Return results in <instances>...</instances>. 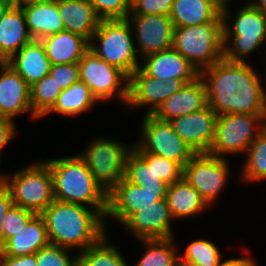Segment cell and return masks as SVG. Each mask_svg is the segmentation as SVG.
I'll use <instances>...</instances> for the list:
<instances>
[{"instance_id": "1", "label": "cell", "mask_w": 266, "mask_h": 266, "mask_svg": "<svg viewBox=\"0 0 266 266\" xmlns=\"http://www.w3.org/2000/svg\"><path fill=\"white\" fill-rule=\"evenodd\" d=\"M207 89L208 106L219 115L266 114L262 76L249 62L222 58L200 72Z\"/></svg>"}, {"instance_id": "2", "label": "cell", "mask_w": 266, "mask_h": 266, "mask_svg": "<svg viewBox=\"0 0 266 266\" xmlns=\"http://www.w3.org/2000/svg\"><path fill=\"white\" fill-rule=\"evenodd\" d=\"M50 244L81 253L107 232L105 218L93 208L54 200L41 214Z\"/></svg>"}, {"instance_id": "3", "label": "cell", "mask_w": 266, "mask_h": 266, "mask_svg": "<svg viewBox=\"0 0 266 266\" xmlns=\"http://www.w3.org/2000/svg\"><path fill=\"white\" fill-rule=\"evenodd\" d=\"M45 162L52 175L56 201L96 209L105 218L107 193L94 180L79 154L47 159Z\"/></svg>"}, {"instance_id": "4", "label": "cell", "mask_w": 266, "mask_h": 266, "mask_svg": "<svg viewBox=\"0 0 266 266\" xmlns=\"http://www.w3.org/2000/svg\"><path fill=\"white\" fill-rule=\"evenodd\" d=\"M228 3L229 1L222 3L221 8L224 23L223 58L233 62H246L251 53L266 43V15L248 2L232 17ZM230 19L233 20L229 22Z\"/></svg>"}, {"instance_id": "5", "label": "cell", "mask_w": 266, "mask_h": 266, "mask_svg": "<svg viewBox=\"0 0 266 266\" xmlns=\"http://www.w3.org/2000/svg\"><path fill=\"white\" fill-rule=\"evenodd\" d=\"M223 24L220 13L208 23L175 27L172 47L200 73L223 58Z\"/></svg>"}, {"instance_id": "6", "label": "cell", "mask_w": 266, "mask_h": 266, "mask_svg": "<svg viewBox=\"0 0 266 266\" xmlns=\"http://www.w3.org/2000/svg\"><path fill=\"white\" fill-rule=\"evenodd\" d=\"M133 39V31L127 18L104 19L100 20L91 38L89 49L129 78L141 63Z\"/></svg>"}, {"instance_id": "7", "label": "cell", "mask_w": 266, "mask_h": 266, "mask_svg": "<svg viewBox=\"0 0 266 266\" xmlns=\"http://www.w3.org/2000/svg\"><path fill=\"white\" fill-rule=\"evenodd\" d=\"M5 187L11 192L14 205L36 214L55 200L53 179L45 160L32 162L12 176L5 175Z\"/></svg>"}, {"instance_id": "8", "label": "cell", "mask_w": 266, "mask_h": 266, "mask_svg": "<svg viewBox=\"0 0 266 266\" xmlns=\"http://www.w3.org/2000/svg\"><path fill=\"white\" fill-rule=\"evenodd\" d=\"M78 153L94 180L108 194L124 178L126 159L133 144L126 145L110 138L97 137Z\"/></svg>"}, {"instance_id": "9", "label": "cell", "mask_w": 266, "mask_h": 266, "mask_svg": "<svg viewBox=\"0 0 266 266\" xmlns=\"http://www.w3.org/2000/svg\"><path fill=\"white\" fill-rule=\"evenodd\" d=\"M265 126L266 114L219 115L208 154L221 158L227 154H245Z\"/></svg>"}, {"instance_id": "10", "label": "cell", "mask_w": 266, "mask_h": 266, "mask_svg": "<svg viewBox=\"0 0 266 266\" xmlns=\"http://www.w3.org/2000/svg\"><path fill=\"white\" fill-rule=\"evenodd\" d=\"M141 138L134 143L136 153H151L177 162L182 168L196 153L176 133L169 121L145 114L141 123Z\"/></svg>"}, {"instance_id": "11", "label": "cell", "mask_w": 266, "mask_h": 266, "mask_svg": "<svg viewBox=\"0 0 266 266\" xmlns=\"http://www.w3.org/2000/svg\"><path fill=\"white\" fill-rule=\"evenodd\" d=\"M78 65L80 81L91 89L99 103L117 98L127 105L129 78L121 70L101 60L90 49Z\"/></svg>"}, {"instance_id": "12", "label": "cell", "mask_w": 266, "mask_h": 266, "mask_svg": "<svg viewBox=\"0 0 266 266\" xmlns=\"http://www.w3.org/2000/svg\"><path fill=\"white\" fill-rule=\"evenodd\" d=\"M229 166L226 158L197 153L183 167V178L210 206L226 187L231 172Z\"/></svg>"}, {"instance_id": "13", "label": "cell", "mask_w": 266, "mask_h": 266, "mask_svg": "<svg viewBox=\"0 0 266 266\" xmlns=\"http://www.w3.org/2000/svg\"><path fill=\"white\" fill-rule=\"evenodd\" d=\"M140 59L172 48L174 24L167 15H128Z\"/></svg>"}, {"instance_id": "14", "label": "cell", "mask_w": 266, "mask_h": 266, "mask_svg": "<svg viewBox=\"0 0 266 266\" xmlns=\"http://www.w3.org/2000/svg\"><path fill=\"white\" fill-rule=\"evenodd\" d=\"M167 190L146 189L122 178L107 194L105 222L108 221V217H112L118 220L120 224H123L132 214L166 198Z\"/></svg>"}, {"instance_id": "15", "label": "cell", "mask_w": 266, "mask_h": 266, "mask_svg": "<svg viewBox=\"0 0 266 266\" xmlns=\"http://www.w3.org/2000/svg\"><path fill=\"white\" fill-rule=\"evenodd\" d=\"M186 83L183 80L169 78L165 81L147 75L140 67L129 77L128 102L126 107L146 108L145 114H153L161 104Z\"/></svg>"}, {"instance_id": "16", "label": "cell", "mask_w": 266, "mask_h": 266, "mask_svg": "<svg viewBox=\"0 0 266 266\" xmlns=\"http://www.w3.org/2000/svg\"><path fill=\"white\" fill-rule=\"evenodd\" d=\"M218 115L209 106L169 121L175 133L197 153H208L215 135Z\"/></svg>"}, {"instance_id": "17", "label": "cell", "mask_w": 266, "mask_h": 266, "mask_svg": "<svg viewBox=\"0 0 266 266\" xmlns=\"http://www.w3.org/2000/svg\"><path fill=\"white\" fill-rule=\"evenodd\" d=\"M174 221L165 198L132 214L123 224L126 231L139 239L173 238Z\"/></svg>"}, {"instance_id": "18", "label": "cell", "mask_w": 266, "mask_h": 266, "mask_svg": "<svg viewBox=\"0 0 266 266\" xmlns=\"http://www.w3.org/2000/svg\"><path fill=\"white\" fill-rule=\"evenodd\" d=\"M31 113L30 86L8 64L0 71V117L15 121L21 113Z\"/></svg>"}, {"instance_id": "19", "label": "cell", "mask_w": 266, "mask_h": 266, "mask_svg": "<svg viewBox=\"0 0 266 266\" xmlns=\"http://www.w3.org/2000/svg\"><path fill=\"white\" fill-rule=\"evenodd\" d=\"M140 68L149 76L163 81L173 78L186 84L200 76L197 69L173 47L141 59Z\"/></svg>"}, {"instance_id": "20", "label": "cell", "mask_w": 266, "mask_h": 266, "mask_svg": "<svg viewBox=\"0 0 266 266\" xmlns=\"http://www.w3.org/2000/svg\"><path fill=\"white\" fill-rule=\"evenodd\" d=\"M207 106L206 85L199 76L165 100L152 115L158 120L171 121L173 118L202 110Z\"/></svg>"}, {"instance_id": "21", "label": "cell", "mask_w": 266, "mask_h": 266, "mask_svg": "<svg viewBox=\"0 0 266 266\" xmlns=\"http://www.w3.org/2000/svg\"><path fill=\"white\" fill-rule=\"evenodd\" d=\"M29 85L50 73L51 62L40 40H32L24 45L7 63Z\"/></svg>"}, {"instance_id": "22", "label": "cell", "mask_w": 266, "mask_h": 266, "mask_svg": "<svg viewBox=\"0 0 266 266\" xmlns=\"http://www.w3.org/2000/svg\"><path fill=\"white\" fill-rule=\"evenodd\" d=\"M51 65L79 63L89 50L90 41L85 37L63 30L40 40Z\"/></svg>"}, {"instance_id": "23", "label": "cell", "mask_w": 266, "mask_h": 266, "mask_svg": "<svg viewBox=\"0 0 266 266\" xmlns=\"http://www.w3.org/2000/svg\"><path fill=\"white\" fill-rule=\"evenodd\" d=\"M56 3L64 30L79 34L90 41L101 20L90 0H56Z\"/></svg>"}, {"instance_id": "24", "label": "cell", "mask_w": 266, "mask_h": 266, "mask_svg": "<svg viewBox=\"0 0 266 266\" xmlns=\"http://www.w3.org/2000/svg\"><path fill=\"white\" fill-rule=\"evenodd\" d=\"M49 244L45 221L40 214H36L0 251L6 256H25L35 254Z\"/></svg>"}, {"instance_id": "25", "label": "cell", "mask_w": 266, "mask_h": 266, "mask_svg": "<svg viewBox=\"0 0 266 266\" xmlns=\"http://www.w3.org/2000/svg\"><path fill=\"white\" fill-rule=\"evenodd\" d=\"M32 40L22 8L12 5L0 21V53L9 60Z\"/></svg>"}, {"instance_id": "26", "label": "cell", "mask_w": 266, "mask_h": 266, "mask_svg": "<svg viewBox=\"0 0 266 266\" xmlns=\"http://www.w3.org/2000/svg\"><path fill=\"white\" fill-rule=\"evenodd\" d=\"M21 8L25 15L28 32L33 40H41L64 30L56 0L21 6Z\"/></svg>"}, {"instance_id": "27", "label": "cell", "mask_w": 266, "mask_h": 266, "mask_svg": "<svg viewBox=\"0 0 266 266\" xmlns=\"http://www.w3.org/2000/svg\"><path fill=\"white\" fill-rule=\"evenodd\" d=\"M220 0H174L170 19L174 27H189L213 21L220 13Z\"/></svg>"}, {"instance_id": "28", "label": "cell", "mask_w": 266, "mask_h": 266, "mask_svg": "<svg viewBox=\"0 0 266 266\" xmlns=\"http://www.w3.org/2000/svg\"><path fill=\"white\" fill-rule=\"evenodd\" d=\"M165 199L174 220L187 219L210 207L183 177L169 185Z\"/></svg>"}, {"instance_id": "29", "label": "cell", "mask_w": 266, "mask_h": 266, "mask_svg": "<svg viewBox=\"0 0 266 266\" xmlns=\"http://www.w3.org/2000/svg\"><path fill=\"white\" fill-rule=\"evenodd\" d=\"M97 102L99 101L93 95L91 89L79 80L62 90L55 105L45 116L56 113L57 115L73 117L91 110Z\"/></svg>"}, {"instance_id": "30", "label": "cell", "mask_w": 266, "mask_h": 266, "mask_svg": "<svg viewBox=\"0 0 266 266\" xmlns=\"http://www.w3.org/2000/svg\"><path fill=\"white\" fill-rule=\"evenodd\" d=\"M78 254V266H129L106 233L96 244Z\"/></svg>"}, {"instance_id": "31", "label": "cell", "mask_w": 266, "mask_h": 266, "mask_svg": "<svg viewBox=\"0 0 266 266\" xmlns=\"http://www.w3.org/2000/svg\"><path fill=\"white\" fill-rule=\"evenodd\" d=\"M174 239H139L145 252L135 266H173L180 254Z\"/></svg>"}, {"instance_id": "32", "label": "cell", "mask_w": 266, "mask_h": 266, "mask_svg": "<svg viewBox=\"0 0 266 266\" xmlns=\"http://www.w3.org/2000/svg\"><path fill=\"white\" fill-rule=\"evenodd\" d=\"M124 178L146 189H168L169 185L154 172V163H146L134 150L126 159Z\"/></svg>"}, {"instance_id": "33", "label": "cell", "mask_w": 266, "mask_h": 266, "mask_svg": "<svg viewBox=\"0 0 266 266\" xmlns=\"http://www.w3.org/2000/svg\"><path fill=\"white\" fill-rule=\"evenodd\" d=\"M241 171V180L254 182L266 180V126L252 142Z\"/></svg>"}, {"instance_id": "34", "label": "cell", "mask_w": 266, "mask_h": 266, "mask_svg": "<svg viewBox=\"0 0 266 266\" xmlns=\"http://www.w3.org/2000/svg\"><path fill=\"white\" fill-rule=\"evenodd\" d=\"M62 90L50 73L30 86L33 114L37 118L44 117L53 108Z\"/></svg>"}, {"instance_id": "35", "label": "cell", "mask_w": 266, "mask_h": 266, "mask_svg": "<svg viewBox=\"0 0 266 266\" xmlns=\"http://www.w3.org/2000/svg\"><path fill=\"white\" fill-rule=\"evenodd\" d=\"M179 255L196 266H218L222 257L217 245L206 238L192 241Z\"/></svg>"}, {"instance_id": "36", "label": "cell", "mask_w": 266, "mask_h": 266, "mask_svg": "<svg viewBox=\"0 0 266 266\" xmlns=\"http://www.w3.org/2000/svg\"><path fill=\"white\" fill-rule=\"evenodd\" d=\"M146 163H154L157 177L168 185L179 181L183 177V168L175 161L151 153H137Z\"/></svg>"}, {"instance_id": "37", "label": "cell", "mask_w": 266, "mask_h": 266, "mask_svg": "<svg viewBox=\"0 0 266 266\" xmlns=\"http://www.w3.org/2000/svg\"><path fill=\"white\" fill-rule=\"evenodd\" d=\"M70 249L49 244L36 254L37 266H78V254L71 257Z\"/></svg>"}, {"instance_id": "38", "label": "cell", "mask_w": 266, "mask_h": 266, "mask_svg": "<svg viewBox=\"0 0 266 266\" xmlns=\"http://www.w3.org/2000/svg\"><path fill=\"white\" fill-rule=\"evenodd\" d=\"M36 215L35 212L13 205L3 219V245L16 235Z\"/></svg>"}, {"instance_id": "39", "label": "cell", "mask_w": 266, "mask_h": 266, "mask_svg": "<svg viewBox=\"0 0 266 266\" xmlns=\"http://www.w3.org/2000/svg\"><path fill=\"white\" fill-rule=\"evenodd\" d=\"M95 13L101 19H125L130 13L128 0H90Z\"/></svg>"}, {"instance_id": "40", "label": "cell", "mask_w": 266, "mask_h": 266, "mask_svg": "<svg viewBox=\"0 0 266 266\" xmlns=\"http://www.w3.org/2000/svg\"><path fill=\"white\" fill-rule=\"evenodd\" d=\"M174 0H135L131 3L128 15H167L170 16Z\"/></svg>"}, {"instance_id": "41", "label": "cell", "mask_w": 266, "mask_h": 266, "mask_svg": "<svg viewBox=\"0 0 266 266\" xmlns=\"http://www.w3.org/2000/svg\"><path fill=\"white\" fill-rule=\"evenodd\" d=\"M50 74L62 89L80 80L78 63L51 65Z\"/></svg>"}, {"instance_id": "42", "label": "cell", "mask_w": 266, "mask_h": 266, "mask_svg": "<svg viewBox=\"0 0 266 266\" xmlns=\"http://www.w3.org/2000/svg\"><path fill=\"white\" fill-rule=\"evenodd\" d=\"M15 121L8 118L0 117V161L3 148L8 145V143L17 134V127L15 126Z\"/></svg>"}, {"instance_id": "43", "label": "cell", "mask_w": 266, "mask_h": 266, "mask_svg": "<svg viewBox=\"0 0 266 266\" xmlns=\"http://www.w3.org/2000/svg\"><path fill=\"white\" fill-rule=\"evenodd\" d=\"M13 205L11 192L4 186L0 189V248L3 246V219Z\"/></svg>"}, {"instance_id": "44", "label": "cell", "mask_w": 266, "mask_h": 266, "mask_svg": "<svg viewBox=\"0 0 266 266\" xmlns=\"http://www.w3.org/2000/svg\"><path fill=\"white\" fill-rule=\"evenodd\" d=\"M0 266H37L36 254L11 257L0 251Z\"/></svg>"}, {"instance_id": "45", "label": "cell", "mask_w": 266, "mask_h": 266, "mask_svg": "<svg viewBox=\"0 0 266 266\" xmlns=\"http://www.w3.org/2000/svg\"><path fill=\"white\" fill-rule=\"evenodd\" d=\"M256 260L251 257H239L225 259L224 261H219L218 266H257Z\"/></svg>"}, {"instance_id": "46", "label": "cell", "mask_w": 266, "mask_h": 266, "mask_svg": "<svg viewBox=\"0 0 266 266\" xmlns=\"http://www.w3.org/2000/svg\"><path fill=\"white\" fill-rule=\"evenodd\" d=\"M52 0H15L14 4L17 6H26L31 4H41V3H47Z\"/></svg>"}, {"instance_id": "47", "label": "cell", "mask_w": 266, "mask_h": 266, "mask_svg": "<svg viewBox=\"0 0 266 266\" xmlns=\"http://www.w3.org/2000/svg\"><path fill=\"white\" fill-rule=\"evenodd\" d=\"M254 8L266 15V0H253L249 2Z\"/></svg>"}, {"instance_id": "48", "label": "cell", "mask_w": 266, "mask_h": 266, "mask_svg": "<svg viewBox=\"0 0 266 266\" xmlns=\"http://www.w3.org/2000/svg\"><path fill=\"white\" fill-rule=\"evenodd\" d=\"M173 266H196L195 264L183 259L180 255L175 260Z\"/></svg>"}, {"instance_id": "49", "label": "cell", "mask_w": 266, "mask_h": 266, "mask_svg": "<svg viewBox=\"0 0 266 266\" xmlns=\"http://www.w3.org/2000/svg\"><path fill=\"white\" fill-rule=\"evenodd\" d=\"M10 3L0 1V21L4 17L5 12L11 7Z\"/></svg>"}, {"instance_id": "50", "label": "cell", "mask_w": 266, "mask_h": 266, "mask_svg": "<svg viewBox=\"0 0 266 266\" xmlns=\"http://www.w3.org/2000/svg\"><path fill=\"white\" fill-rule=\"evenodd\" d=\"M8 60L0 53V71L7 65Z\"/></svg>"}, {"instance_id": "51", "label": "cell", "mask_w": 266, "mask_h": 266, "mask_svg": "<svg viewBox=\"0 0 266 266\" xmlns=\"http://www.w3.org/2000/svg\"><path fill=\"white\" fill-rule=\"evenodd\" d=\"M5 186V174H0V189Z\"/></svg>"}, {"instance_id": "52", "label": "cell", "mask_w": 266, "mask_h": 266, "mask_svg": "<svg viewBox=\"0 0 266 266\" xmlns=\"http://www.w3.org/2000/svg\"><path fill=\"white\" fill-rule=\"evenodd\" d=\"M5 3H10L11 5H14L15 0H0Z\"/></svg>"}, {"instance_id": "53", "label": "cell", "mask_w": 266, "mask_h": 266, "mask_svg": "<svg viewBox=\"0 0 266 266\" xmlns=\"http://www.w3.org/2000/svg\"><path fill=\"white\" fill-rule=\"evenodd\" d=\"M222 3L228 2V0H220Z\"/></svg>"}, {"instance_id": "54", "label": "cell", "mask_w": 266, "mask_h": 266, "mask_svg": "<svg viewBox=\"0 0 266 266\" xmlns=\"http://www.w3.org/2000/svg\"><path fill=\"white\" fill-rule=\"evenodd\" d=\"M135 0H128V2L131 4V3H133Z\"/></svg>"}]
</instances>
